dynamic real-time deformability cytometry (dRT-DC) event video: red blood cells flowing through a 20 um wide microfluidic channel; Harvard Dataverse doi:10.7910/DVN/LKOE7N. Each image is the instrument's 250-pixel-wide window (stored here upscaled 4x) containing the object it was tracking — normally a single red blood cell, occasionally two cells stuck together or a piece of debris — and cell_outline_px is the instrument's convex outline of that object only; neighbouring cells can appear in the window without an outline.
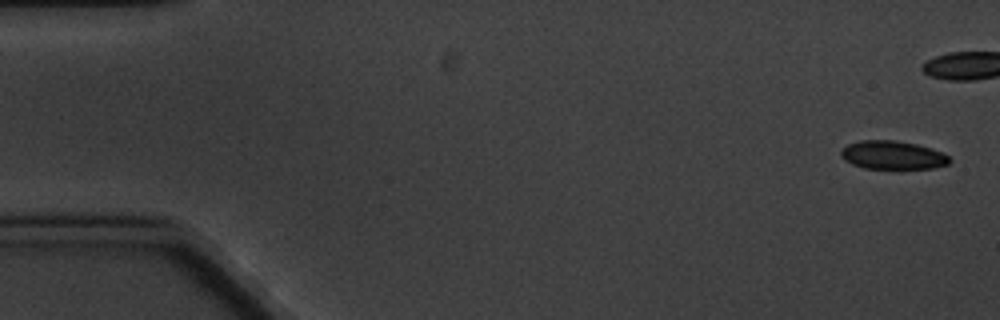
{"species": "common noctule bat (a hibernating species)", "species_latin": "Nyctalus noctula", "temperature_condition": "cold", "stored_images_in_passage": 10, "camera_frame_rate_fps": 3000, "um_per_image_px": 0.085, "animal": {"sex": "male", "body_mass_g": 20.1, "forearm_length_mm": 53.5}, "frame": {"image": 1, "passage_image": 1, "time_ms": 0.0, "image_size_px": [1000, 320], "cell_outline_px": [[952, 160], [948, 164], [932, 168], [864, 168], [852, 164], [844, 160], [840, 156], [840, 152], [848, 144], [860, 140], [896, 140], [916, 144], [932, 148], [948, 156]], "centroid_in_image_um": [75.86, 13.17], "position_along_channel_um": 9.1, "area_um2": 17.92}}